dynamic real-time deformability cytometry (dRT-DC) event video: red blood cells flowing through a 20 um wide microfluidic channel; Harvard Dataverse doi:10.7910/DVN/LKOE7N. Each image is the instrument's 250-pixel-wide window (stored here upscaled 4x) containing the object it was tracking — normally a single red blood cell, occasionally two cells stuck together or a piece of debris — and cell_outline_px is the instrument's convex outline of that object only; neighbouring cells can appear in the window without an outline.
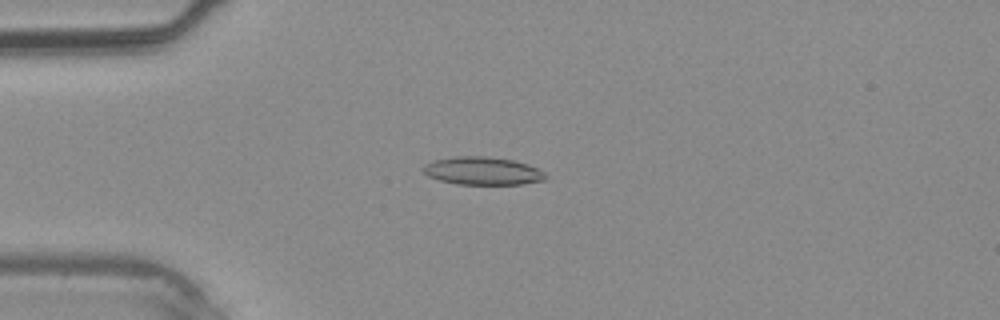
{"species": "common noctule bat (a hibernating species)", "species_latin": "Nyctalus noctula", "temperature_condition": "warm", "stored_images_in_passage": 37, "camera_frame_rate_fps": 3000, "um_per_image_px": 0.085, "animal": {"sex": "male", "body_mass_g": 20.4}, "frame": {"image": 1, "passage_image": 9, "time_ms": 2.667, "image_size_px": [1000, 320], "cell_outline_px": [[548, 176], [544, 180], [524, 184], [456, 184], [440, 180], [428, 176], [420, 168], [424, 164], [436, 160], [456, 156], [484, 156], [512, 160], [528, 164], [544, 172]], "centroid_in_image_um": [41.01, 14.53], "position_along_channel_um": 44.0, "area_um2": 19.88}}
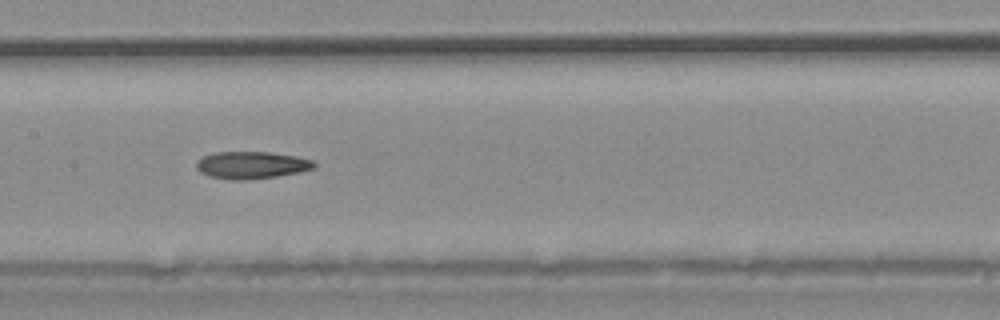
{"frame": {"image": 2, "passage_image": 18, "time_ms": 5.667, "image_size_px": [1000, 320], "cell_outline_px": [[316, 168], [300, 172], [276, 176], [244, 180], [228, 180], [208, 176], [200, 172], [196, 168], [196, 160], [204, 156], [216, 152], [268, 152], [296, 156], [312, 160], [316, 164]], "centroid_in_image_um": [21.36, 14.04], "position_along_channel_um": 186.0, "area_um2": 18.79}}
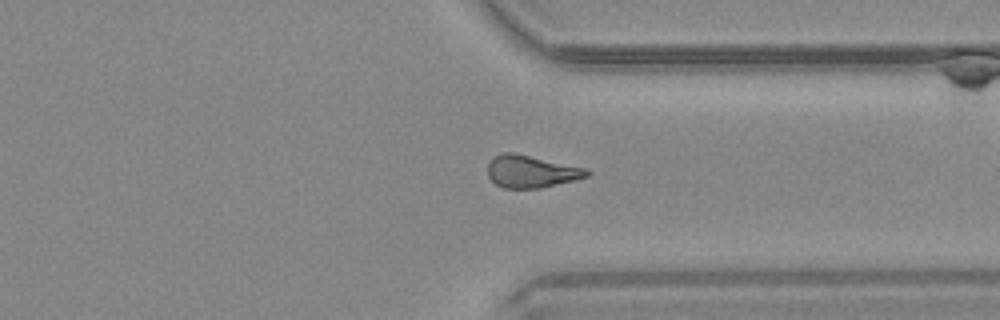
{"frame": {"image": 3, "passage_image": 28, "time_ms": 9.0, "image_size_px": [1000, 320], "cell_outline_px": [[592, 172], [588, 176], [576, 180], [540, 188], [504, 188], [496, 184], [488, 176], [488, 164], [496, 156], [504, 152], [512, 152], [584, 168]], "centroid_in_image_um": [45.16, 14.59], "position_along_channel_um": 366.2, "area_um2": 18.38}}